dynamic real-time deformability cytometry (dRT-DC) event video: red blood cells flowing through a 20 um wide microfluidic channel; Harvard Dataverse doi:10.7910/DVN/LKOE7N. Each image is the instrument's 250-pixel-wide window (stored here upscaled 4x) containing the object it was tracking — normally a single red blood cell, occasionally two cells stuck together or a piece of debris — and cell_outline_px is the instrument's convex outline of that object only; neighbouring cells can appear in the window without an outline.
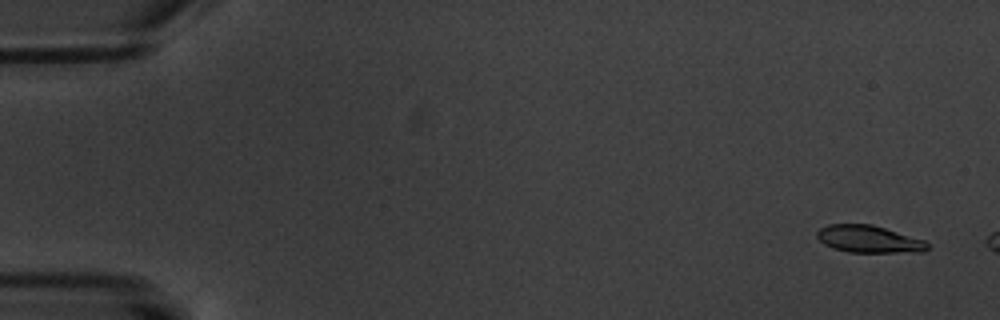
{"species": "common noctule bat (a hibernating species)", "species_latin": "Nyctalus noctula", "temperature_condition": "warm", "stored_images_in_passage": 3, "camera_frame_rate_fps": 3000, "um_per_image_px": 0.085, "animal": {"sex": "male", "body_mass_g": 20.1, "forearm_length_mm": 53.5}, "frame": {"image": 1, "passage_image": 1, "time_ms": 0.0, "image_size_px": [1000, 320], "cell_outline_px": [[928, 248], [924, 252], [848, 252], [824, 244], [816, 236], [816, 232], [820, 228], [828, 224], [872, 224], [924, 240], [928, 244]], "centroid_in_image_um": [73.85, 20.32], "position_along_channel_um": 11.2, "area_um2": 17.4}}